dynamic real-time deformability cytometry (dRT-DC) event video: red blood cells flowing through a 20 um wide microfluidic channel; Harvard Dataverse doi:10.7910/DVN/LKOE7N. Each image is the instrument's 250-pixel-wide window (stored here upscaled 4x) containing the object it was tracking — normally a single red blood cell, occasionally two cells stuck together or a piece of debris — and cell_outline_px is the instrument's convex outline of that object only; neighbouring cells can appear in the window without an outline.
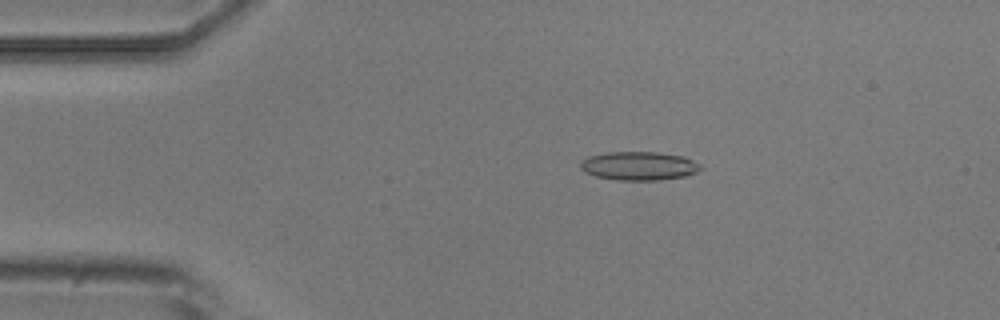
{"species": "common noctule bat (a hibernating species)", "species_latin": "Nyctalus noctula", "temperature_condition": "room temperature", "stored_images_in_passage": 9, "camera_frame_rate_fps": 3000, "um_per_image_px": 0.085, "animal": {"sex": "male", "body_mass_g": 20.5, "forearm_length_mm": 52.5}, "frame": {"image": 1, "passage_image": 2, "time_ms": 2.0, "image_size_px": [1000, 320], "cell_outline_px": [[704, 168], [696, 172], [684, 176], [656, 180], [616, 180], [596, 176], [584, 172], [580, 168], [580, 164], [588, 156], [608, 152], [660, 152], [684, 156], [700, 164]], "centroid_in_image_um": [54.32, 14.09], "position_along_channel_um": 30.7, "area_um2": 20.06}}
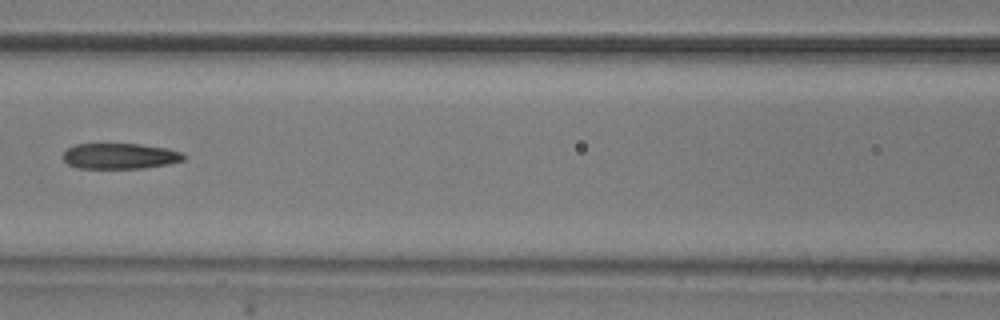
{"frame": {"image": 2, "passage_image": 6, "time_ms": 6.667, "image_size_px": [1000, 320], "cell_outline_px": [[184, 160], [168, 164], [144, 168], [76, 168], [68, 164], [64, 160], [64, 152], [68, 148], [76, 144], [140, 144], [168, 148], [180, 152], [184, 156]], "centroid_in_image_um": [10.19, 13.27], "position_along_channel_um": 156.4, "area_um2": 17.98}}
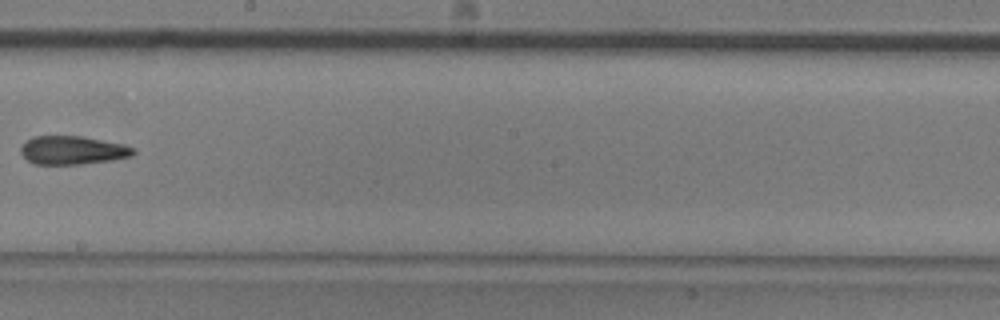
{"frame": {"image": 3, "passage_image": 8, "time_ms": 9.0, "image_size_px": [1000, 320], "cell_outline_px": [[136, 152], [132, 156], [112, 160], [80, 164], [36, 164], [28, 160], [20, 152], [20, 148], [32, 136], [84, 136], [124, 144], [136, 148]], "centroid_in_image_um": [6.22, 12.76], "position_along_channel_um": 242.0, "area_um2": 18.73}}